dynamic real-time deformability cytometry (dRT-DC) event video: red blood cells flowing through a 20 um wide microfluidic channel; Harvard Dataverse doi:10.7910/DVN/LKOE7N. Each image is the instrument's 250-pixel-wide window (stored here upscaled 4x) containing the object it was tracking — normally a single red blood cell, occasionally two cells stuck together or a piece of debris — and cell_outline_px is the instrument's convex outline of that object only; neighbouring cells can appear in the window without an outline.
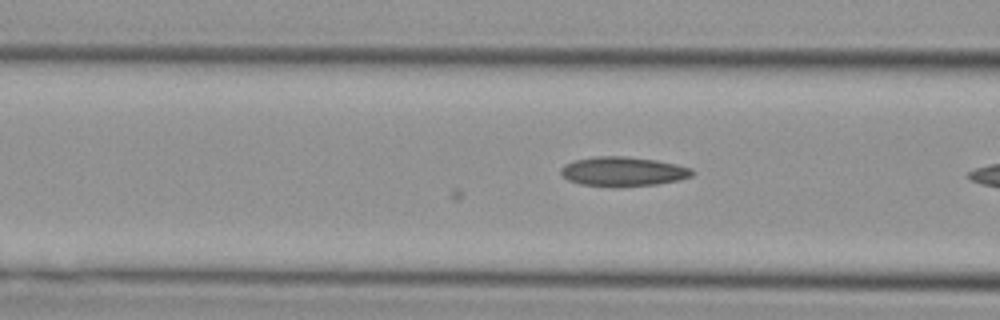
{"species": "Egyptian fruit bat (a non-hibernating species)", "species_latin": "Rousettus aegyptiacus", "temperature_condition": "cold", "stored_images_in_passage": 13, "camera_frame_rate_fps": 3000, "um_per_image_px": 0.085, "animal": {"sex": "female"}, "frame": {"image": 1, "passage_image": 13, "time_ms": 4.0, "image_size_px": [1000, 320], "cell_outline_px": [[692, 176], [680, 180], [656, 184], [580, 184], [568, 180], [560, 172], [560, 168], [564, 164], [572, 160], [596, 156], [628, 156], [656, 160], [676, 164], [692, 168]], "centroid_in_image_um": [52.95, 14.52], "position_along_channel_um": 113.6, "area_um2": 21.79}}